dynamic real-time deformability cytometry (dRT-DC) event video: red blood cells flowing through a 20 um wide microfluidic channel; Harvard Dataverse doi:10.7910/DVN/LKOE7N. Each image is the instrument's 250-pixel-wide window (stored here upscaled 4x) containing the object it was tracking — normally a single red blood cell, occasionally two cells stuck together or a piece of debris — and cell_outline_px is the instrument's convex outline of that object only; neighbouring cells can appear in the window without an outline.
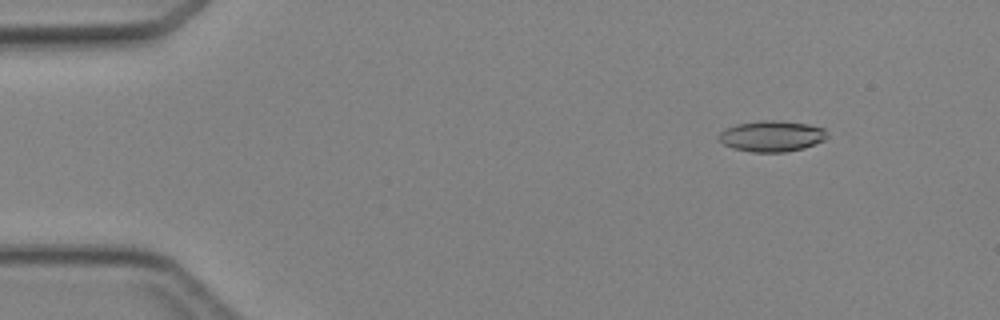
{"species": "Egyptian fruit bat (a non-hibernating species)", "species_latin": "Rousettus aegyptiacus", "temperature_condition": "cold", "stored_images_in_passage": 4, "camera_frame_rate_fps": 3000, "um_per_image_px": 0.085, "animal": {"sex": "female"}, "frame": {"image": 1, "passage_image": 2, "time_ms": 1.0, "image_size_px": [1000, 320], "cell_outline_px": [[828, 136], [824, 140], [804, 148], [784, 152], [752, 152], [732, 148], [724, 144], [716, 136], [720, 132], [736, 124], [760, 120], [776, 120], [808, 124], [824, 128], [828, 132]], "centroid_in_image_um": [65.61, 11.57], "position_along_channel_um": 19.4, "area_um2": 19.59}}